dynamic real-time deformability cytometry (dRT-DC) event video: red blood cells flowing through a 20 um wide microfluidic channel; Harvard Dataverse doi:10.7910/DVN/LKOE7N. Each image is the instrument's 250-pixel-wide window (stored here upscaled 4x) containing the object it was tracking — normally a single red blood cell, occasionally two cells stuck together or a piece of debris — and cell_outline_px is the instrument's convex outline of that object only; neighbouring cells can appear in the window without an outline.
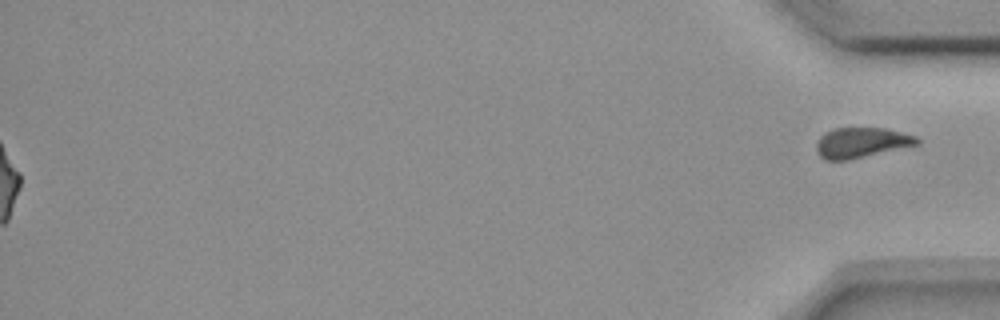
{"species": "common noctule bat (a hibernating species)", "species_latin": "Nyctalus noctula", "temperature_condition": "room temperature", "stored_images_in_passage": 53, "segment_of_instrument_passage": [2, 2], "camera_frame_rate_fps": 3000, "um_per_image_px": 0.085, "animal": {"sex": "female", "body_mass_g": 18.4}, "frame": {"image": 1, "passage_image": 53, "time_ms": 17.333, "image_size_px": [1000, 320], "cell_outline_px": [[920, 144], [848, 160], [824, 160], [816, 152], [816, 144], [820, 136], [824, 132], [836, 128], [884, 128], [916, 136], [920, 140]], "centroid_in_image_um": [73.2, 12.13], "position_along_channel_um": 362.0, "area_um2": 17.74}}